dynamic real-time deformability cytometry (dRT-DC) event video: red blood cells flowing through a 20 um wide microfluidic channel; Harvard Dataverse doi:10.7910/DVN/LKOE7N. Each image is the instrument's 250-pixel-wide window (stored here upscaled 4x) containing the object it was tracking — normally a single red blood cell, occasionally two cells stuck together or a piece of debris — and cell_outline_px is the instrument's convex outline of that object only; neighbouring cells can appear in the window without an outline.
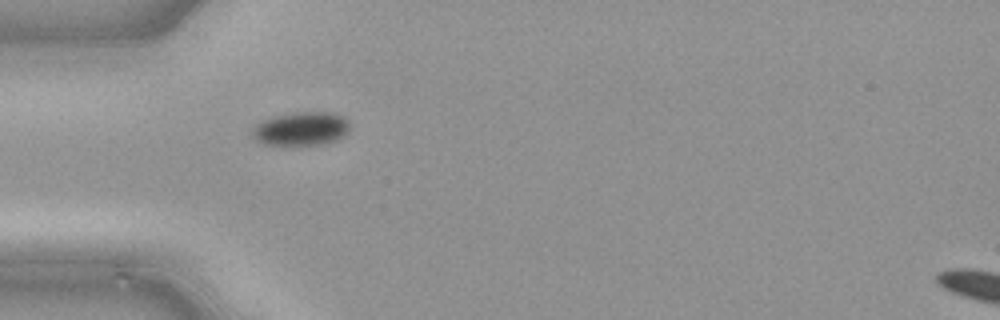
{"species": "common noctule bat (a hibernating species)", "species_latin": "Nyctalus noctula", "temperature_condition": "cold", "stored_images_in_passage": 34, "camera_frame_rate_fps": 3000, "um_per_image_px": 0.085, "animal": {"sex": "male", "body_mass_g": 21.5, "forearm_length_mm": 52.0}, "frame": {"image": 1, "passage_image": 1, "time_ms": 0.0, "image_size_px": [1000, 320], "cell_outline_px": [[344, 124], [340, 132], [332, 136], [316, 140], [268, 140], [260, 132], [268, 124], [276, 120], [296, 116], [328, 116], [340, 120]], "centroid_in_image_um": [25.72, 10.91], "position_along_channel_um": 59.3, "area_um2": 11.73}}
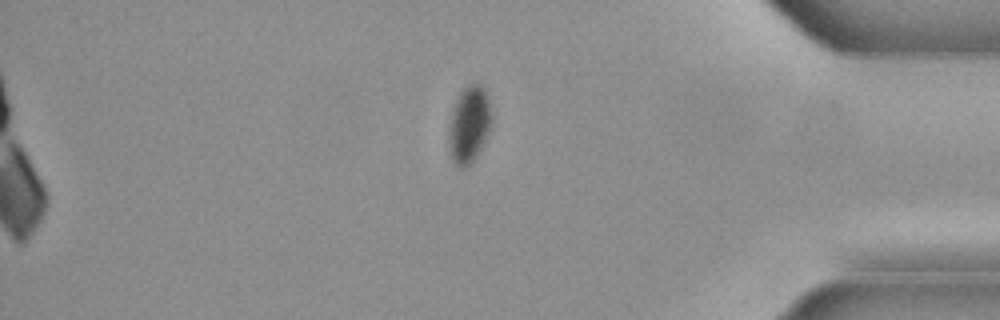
{"frame": {"image": 2, "passage_image": 27, "time_ms": 8.667, "image_size_px": [1000, 320], "cell_outline_px": [[488, 120], [480, 140], [476, 148], [464, 160], [460, 160], [456, 156], [452, 132], [456, 112], [460, 100], [472, 88], [476, 88], [480, 92], [484, 100], [488, 116]], "centroid_in_image_um": [39.89, 10.5], "position_along_channel_um": 395.3, "area_um2": 12.6}}
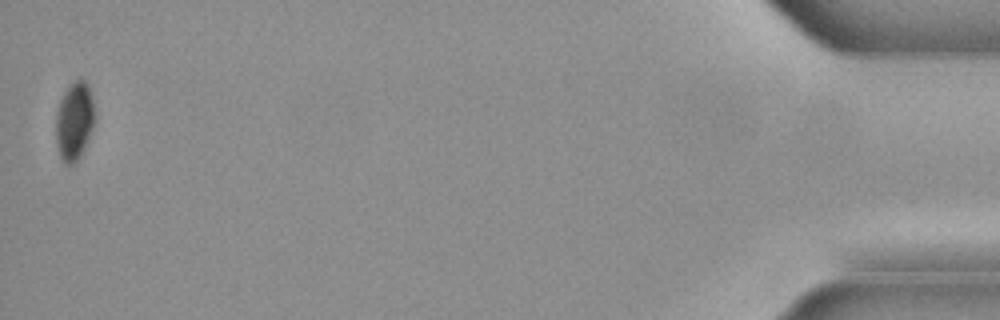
{"frame": {"image": 3, "passage_image": 34, "time_ms": 11.0, "image_size_px": [1000, 320], "cell_outline_px": [[92, 120], [84, 140], [76, 156], [72, 160], [68, 160], [64, 156], [60, 148], [60, 108], [64, 96], [76, 84], [84, 84], [88, 92], [92, 108]], "centroid_in_image_um": [6.35, 10.23], "position_along_channel_um": 428.9, "area_um2": 13.18}}